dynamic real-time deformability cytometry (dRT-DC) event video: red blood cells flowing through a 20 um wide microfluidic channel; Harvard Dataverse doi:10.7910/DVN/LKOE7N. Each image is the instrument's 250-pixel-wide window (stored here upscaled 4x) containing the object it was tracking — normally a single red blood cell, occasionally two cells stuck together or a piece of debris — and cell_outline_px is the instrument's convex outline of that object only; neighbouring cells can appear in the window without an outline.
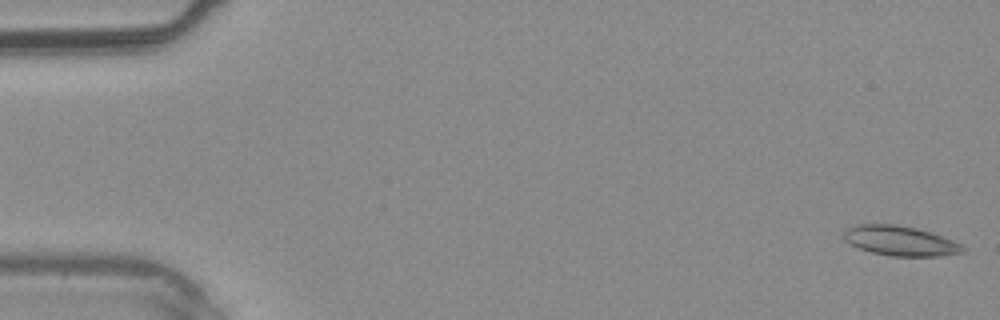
{"species": "common noctule bat (a hibernating species)", "species_latin": "Nyctalus noctula", "temperature_condition": "warm", "stored_images_in_passage": 4, "camera_frame_rate_fps": 3000, "um_per_image_px": 0.085, "animal": {"sex": "male", "body_mass_g": 20.4}, "frame": {"image": 1, "passage_image": 1, "time_ms": 0.0, "image_size_px": [1000, 320], "cell_outline_px": [[964, 252], [940, 256], [892, 256], [872, 252], [860, 248], [844, 240], [840, 236], [848, 228], [856, 224], [896, 224], [916, 228], [932, 232], [952, 240], [960, 244], [964, 248]], "centroid_in_image_um": [76.5, 20.46], "position_along_channel_um": 8.5, "area_um2": 20.63}}
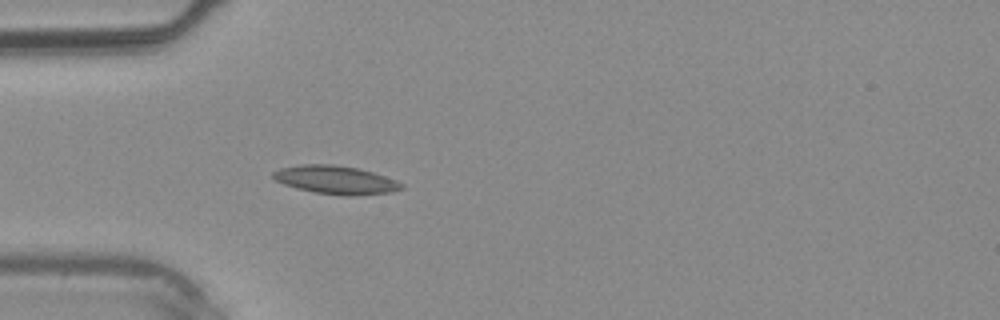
{"frame": {"image": 2, "passage_image": 4, "time_ms": 3.667, "image_size_px": [1000, 320], "cell_outline_px": [[404, 188], [392, 192], [356, 196], [344, 196], [316, 192], [296, 188], [284, 184], [276, 180], [272, 176], [272, 172], [280, 168], [300, 164], [332, 164], [356, 168], [372, 172], [396, 180], [404, 184]], "centroid_in_image_um": [28.55, 15.29], "position_along_channel_um": 56.5, "area_um2": 21.21}}